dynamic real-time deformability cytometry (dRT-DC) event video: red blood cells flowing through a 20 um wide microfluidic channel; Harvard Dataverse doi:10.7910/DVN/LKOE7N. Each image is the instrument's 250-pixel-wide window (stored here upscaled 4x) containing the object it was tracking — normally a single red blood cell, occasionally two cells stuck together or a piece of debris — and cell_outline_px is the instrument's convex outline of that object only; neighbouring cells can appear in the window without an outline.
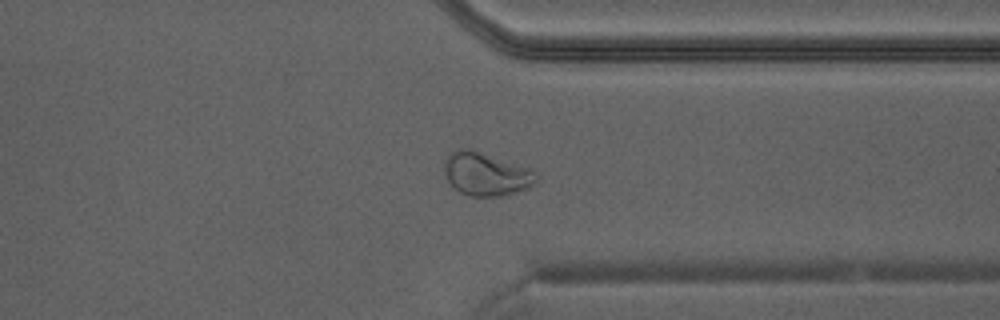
{"species": "Egyptian fruit bat (a non-hibernating species)", "species_latin": "Rousettus aegyptiacus", "temperature_condition": "warm", "stored_images_in_passage": 34, "camera_frame_rate_fps": 3000, "um_per_image_px": 0.085, "animal": {"sex": "male"}, "frame": {"image": 1, "passage_image": 25, "time_ms": 8.0, "image_size_px": [1000, 320], "cell_outline_px": [[536, 184], [528, 188], [500, 196], [472, 196], [460, 192], [448, 180], [444, 172], [444, 160], [452, 152], [464, 148], [472, 148], [524, 168], [532, 172], [536, 176]], "centroid_in_image_um": [41.26, 14.8], "position_along_channel_um": 370.1, "area_um2": 22.48}}
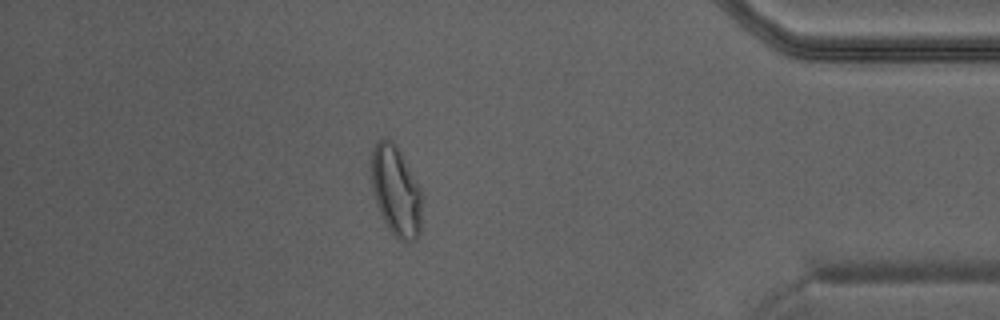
{"frame": {"image": 2, "passage_image": 29, "time_ms": 9.333, "image_size_px": [1000, 320], "cell_outline_px": [[420, 232], [416, 240], [408, 244], [400, 240], [388, 228], [380, 212], [376, 200], [372, 184], [372, 148], [376, 140], [380, 136], [384, 136], [392, 140], [400, 152], [420, 188]], "centroid_in_image_um": [33.64, 16.21], "position_along_channel_um": 401.6, "area_um2": 26.24}}